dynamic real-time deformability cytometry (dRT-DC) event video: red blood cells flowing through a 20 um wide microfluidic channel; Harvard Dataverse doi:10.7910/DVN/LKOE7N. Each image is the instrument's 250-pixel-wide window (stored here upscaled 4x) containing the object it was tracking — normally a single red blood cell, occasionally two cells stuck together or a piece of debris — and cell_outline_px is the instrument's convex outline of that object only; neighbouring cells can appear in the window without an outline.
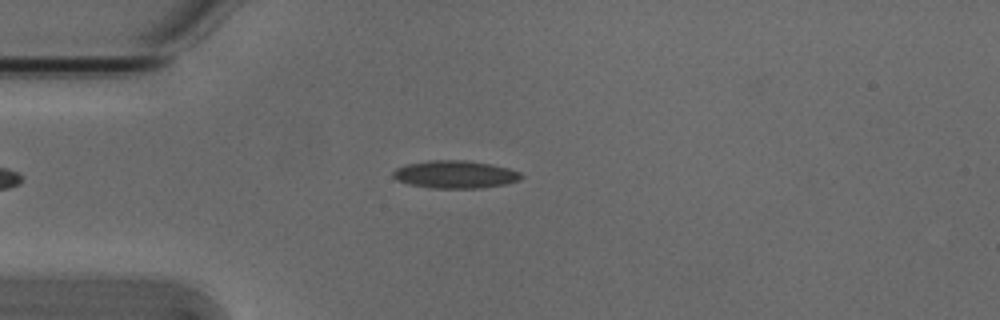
{"species": "Egyptian fruit bat (a non-hibernating species)", "species_latin": "Rousettus aegyptiacus", "temperature_condition": "cold", "stored_images_in_passage": 4, "camera_frame_rate_fps": 3000, "um_per_image_px": 0.085, "animal": {"sex": "male"}, "frame": {"image": 1, "passage_image": 3, "time_ms": 0.667, "image_size_px": [1000, 320], "cell_outline_px": [[524, 176], [520, 180], [508, 184], [484, 188], [428, 188], [408, 184], [396, 180], [392, 176], [392, 172], [396, 168], [408, 164], [428, 160], [464, 160], [492, 164], [508, 168], [520, 172]], "centroid_in_image_um": [38.7, 14.83], "position_along_channel_um": 46.3, "area_um2": 20.98}}